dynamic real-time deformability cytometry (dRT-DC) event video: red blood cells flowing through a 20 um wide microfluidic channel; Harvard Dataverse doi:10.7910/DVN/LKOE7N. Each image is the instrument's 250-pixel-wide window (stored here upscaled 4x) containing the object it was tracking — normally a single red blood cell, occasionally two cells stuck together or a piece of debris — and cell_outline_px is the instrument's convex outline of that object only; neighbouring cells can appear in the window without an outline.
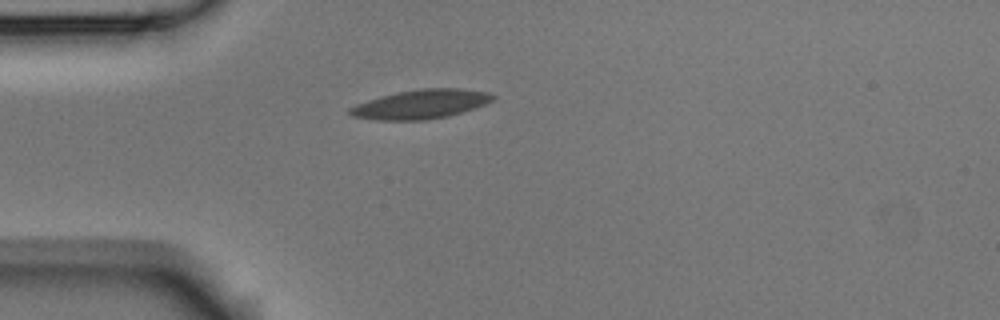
{"species": "Egyptian fruit bat (a non-hibernating species)", "species_latin": "Rousettus aegyptiacus", "temperature_condition": "room temperature", "stored_images_in_passage": 2, "camera_frame_rate_fps": 3000, "um_per_image_px": 0.085, "animal": {"sex": "male"}, "frame": {"image": 1, "passage_image": 1, "time_ms": 0.0, "image_size_px": [1000, 320], "cell_outline_px": [[496, 96], [492, 100], [484, 104], [448, 116], [424, 120], [376, 120], [352, 116], [348, 112], [348, 108], [356, 104], [380, 96], [396, 92], [420, 88], [460, 88], [488, 92]], "centroid_in_image_um": [35.73, 8.85], "position_along_channel_um": 49.3, "area_um2": 24.16}}